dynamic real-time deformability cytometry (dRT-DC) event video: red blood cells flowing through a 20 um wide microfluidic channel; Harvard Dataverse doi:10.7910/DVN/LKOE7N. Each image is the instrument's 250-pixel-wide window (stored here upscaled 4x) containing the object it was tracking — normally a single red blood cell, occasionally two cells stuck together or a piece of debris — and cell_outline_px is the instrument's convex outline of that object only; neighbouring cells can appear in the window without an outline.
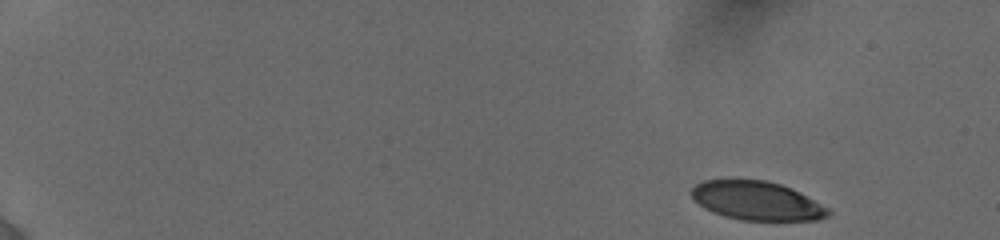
{"species": "human", "species_latin": "Homo sapiens", "temperature_condition": "cold", "stored_images_in_passage": 12, "camera_frame_rate_fps": 3000, "um_per_image_px": 0.085, "donor": {"sex": "female"}, "frame": {"image": 1, "passage_image": 1, "time_ms": 0.0, "image_size_px": [1000, 240], "cell_outline_px": [[832, 212], [828, 216], [816, 220], [740, 220], [724, 216], [712, 212], [704, 208], [692, 196], [692, 188], [696, 184], [704, 180], [764, 180], [780, 184], [828, 208]], "centroid_in_image_um": [64.3, 17.08], "position_along_channel_um": 20.7, "area_um2": 30.29}}
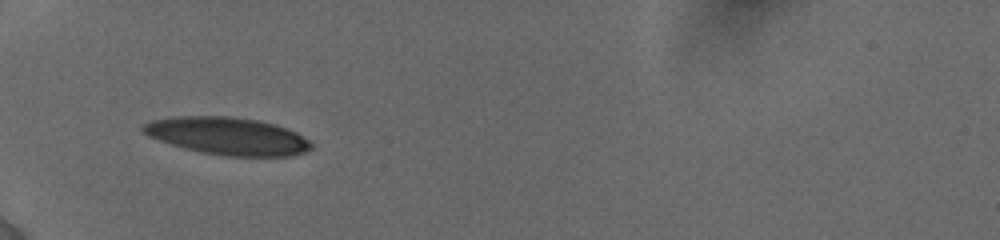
{"frame": {"image": 2, "passage_image": 11, "time_ms": 5.0, "image_size_px": [1000, 240], "cell_outline_px": [[312, 148], [304, 152], [292, 156], [224, 156], [200, 152], [184, 148], [148, 136], [140, 128], [144, 124], [152, 120], [180, 116], [228, 116], [256, 120], [276, 124], [288, 128], [296, 132], [308, 140], [312, 144]], "centroid_in_image_um": [19.36, 11.56], "position_along_channel_um": 65.6, "area_um2": 36.65}}